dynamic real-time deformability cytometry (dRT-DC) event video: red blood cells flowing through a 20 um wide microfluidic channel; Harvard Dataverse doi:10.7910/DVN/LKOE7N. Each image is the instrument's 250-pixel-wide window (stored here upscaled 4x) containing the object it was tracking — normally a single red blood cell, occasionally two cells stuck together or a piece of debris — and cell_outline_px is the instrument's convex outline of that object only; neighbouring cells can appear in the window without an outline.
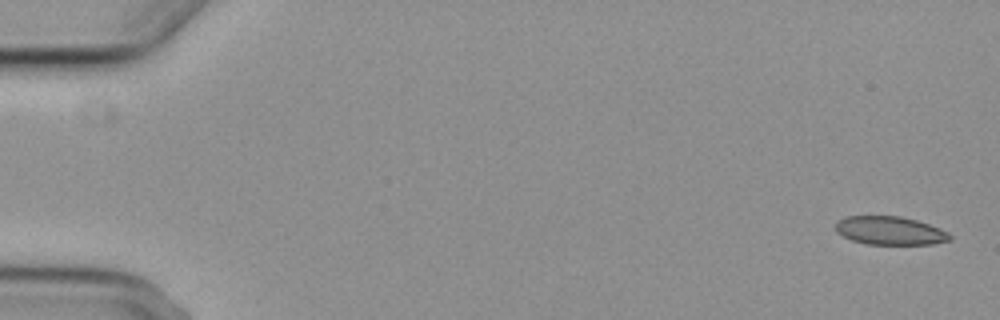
{"species": "common noctule bat (a hibernating species)", "species_latin": "Nyctalus noctula", "temperature_condition": "cold", "stored_images_in_passage": 5, "camera_frame_rate_fps": 3000, "um_per_image_px": 0.085, "animal": {"sex": "female", "body_mass_g": 29.2, "forearm_length_mm": 56.3}, "frame": {"image": 1, "passage_image": 1, "time_ms": 0.0, "image_size_px": [1000, 320], "cell_outline_px": [[952, 240], [932, 244], [864, 244], [852, 240], [836, 232], [836, 220], [844, 216], [900, 216], [916, 220], [940, 228], [948, 232], [952, 236]], "centroid_in_image_um": [75.64, 19.6], "position_along_channel_um": 9.4, "area_um2": 19.02}}